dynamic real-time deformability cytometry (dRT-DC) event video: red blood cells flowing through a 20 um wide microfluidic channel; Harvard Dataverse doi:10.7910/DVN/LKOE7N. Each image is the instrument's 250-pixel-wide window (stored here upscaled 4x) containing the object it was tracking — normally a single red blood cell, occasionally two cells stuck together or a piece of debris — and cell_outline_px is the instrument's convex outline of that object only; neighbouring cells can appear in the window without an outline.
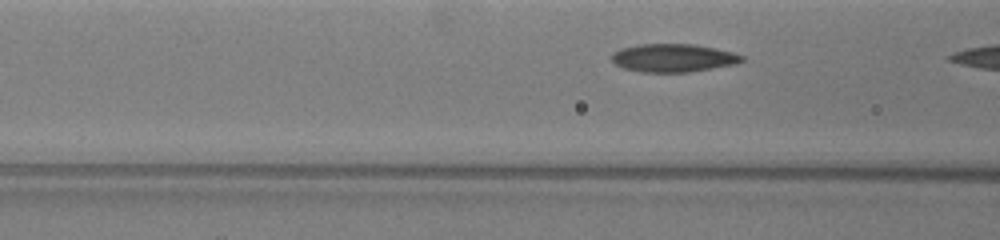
{"species": "common noctule bat (a hibernating species)", "species_latin": "Nyctalus noctula", "temperature_condition": "warm", "stored_images_in_passage": 6, "camera_frame_rate_fps": 3000, "um_per_image_px": 0.085, "animal": {"sex": "female", "body_mass_g": 19.5, "forearm_length_mm": 54.1}, "frame": {"image": 1, "passage_image": 5, "time_ms": 1.333, "image_size_px": [1000, 240], "cell_outline_px": [[744, 60], [736, 64], [692, 72], [640, 72], [624, 68], [616, 64], [612, 60], [612, 52], [620, 48], [640, 44], [696, 44], [716, 48], [732, 52], [744, 56]], "centroid_in_image_um": [57.24, 4.92], "position_along_channel_um": 109.4, "area_um2": 21.5}}